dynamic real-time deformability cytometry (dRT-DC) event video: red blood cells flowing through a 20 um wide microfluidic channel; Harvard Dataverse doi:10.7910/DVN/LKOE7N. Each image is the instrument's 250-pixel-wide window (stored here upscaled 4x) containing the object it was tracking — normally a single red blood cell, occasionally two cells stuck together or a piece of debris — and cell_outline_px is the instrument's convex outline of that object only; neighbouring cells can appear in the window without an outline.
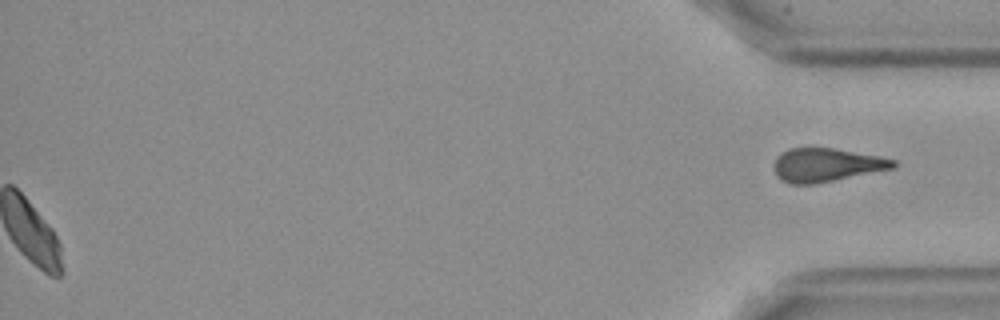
{"species": "Egyptian fruit bat (a non-hibernating species)", "species_latin": "Rousettus aegyptiacus", "temperature_condition": "cold", "stored_images_in_passage": 52, "segment_of_instrument_passage": [2, 2], "camera_frame_rate_fps": 3000, "um_per_image_px": 0.085, "frame": {"image": 1, "passage_image": 52, "time_ms": 17.0, "image_size_px": [1000, 320], "cell_outline_px": [[896, 168], [816, 184], [788, 184], [780, 180], [776, 176], [776, 160], [784, 152], [792, 148], [832, 148], [876, 156], [896, 160]], "centroid_in_image_um": [70.28, 14.05], "position_along_channel_um": 364.9, "area_um2": 23.0}}